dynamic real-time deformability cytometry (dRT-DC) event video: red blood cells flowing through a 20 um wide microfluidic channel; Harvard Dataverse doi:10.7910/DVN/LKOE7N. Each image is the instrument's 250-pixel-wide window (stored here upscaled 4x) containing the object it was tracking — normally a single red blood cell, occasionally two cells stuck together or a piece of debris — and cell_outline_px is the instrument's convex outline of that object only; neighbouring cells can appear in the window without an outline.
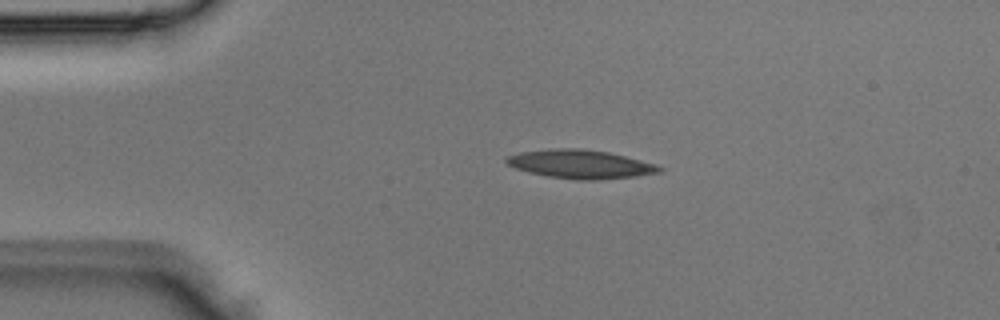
{"species": "Egyptian fruit bat (a non-hibernating species)", "species_latin": "Rousettus aegyptiacus", "temperature_condition": "room temperature", "stored_images_in_passage": 4, "camera_frame_rate_fps": 3000, "um_per_image_px": 0.085, "animal": {"sex": "male"}, "frame": {"image": 1, "passage_image": 2, "time_ms": 0.333, "image_size_px": [1000, 320], "cell_outline_px": [[664, 168], [660, 172], [632, 176], [592, 180], [576, 180], [548, 176], [528, 172], [516, 168], [508, 164], [504, 160], [504, 156], [520, 152], [548, 148], [580, 148], [608, 152], [656, 164]], "centroid_in_image_um": [49.27, 13.94], "position_along_channel_um": 35.7, "area_um2": 25.43}}
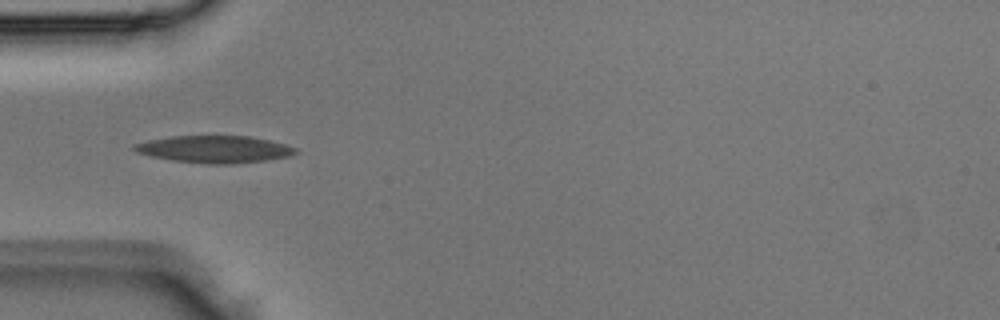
{"frame": {"image": 2, "passage_image": 3, "time_ms": 0.667, "image_size_px": [1000, 320], "cell_outline_px": [[300, 152], [292, 156], [236, 164], [208, 164], [172, 160], [152, 156], [136, 152], [132, 148], [132, 144], [148, 140], [172, 136], [248, 136], [268, 140], [284, 144], [296, 148]], "centroid_in_image_um": [18.24, 12.69], "position_along_channel_um": 66.8, "area_um2": 25.55}}
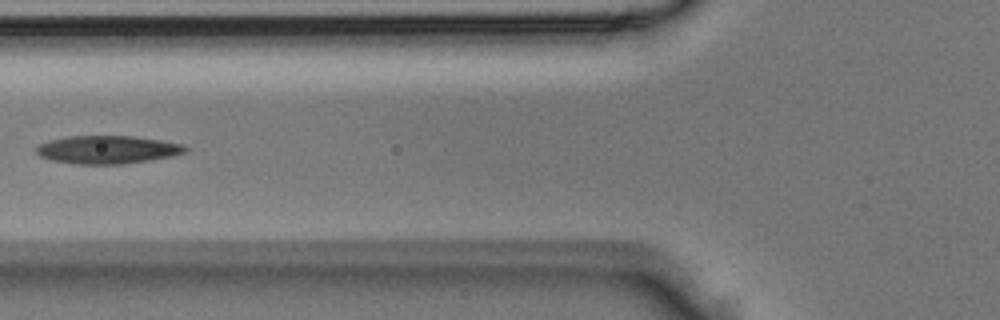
{"frame": {"image": 3, "passage_image": 4, "time_ms": 1.0, "image_size_px": [1000, 320], "cell_outline_px": [[188, 148], [184, 152], [172, 156], [124, 164], [76, 164], [52, 160], [40, 156], [36, 152], [36, 148], [40, 144], [48, 140], [72, 136], [132, 136], [160, 140], [184, 144]], "centroid_in_image_um": [9.13, 12.72], "position_along_channel_um": 116.7, "area_um2": 24.22}}